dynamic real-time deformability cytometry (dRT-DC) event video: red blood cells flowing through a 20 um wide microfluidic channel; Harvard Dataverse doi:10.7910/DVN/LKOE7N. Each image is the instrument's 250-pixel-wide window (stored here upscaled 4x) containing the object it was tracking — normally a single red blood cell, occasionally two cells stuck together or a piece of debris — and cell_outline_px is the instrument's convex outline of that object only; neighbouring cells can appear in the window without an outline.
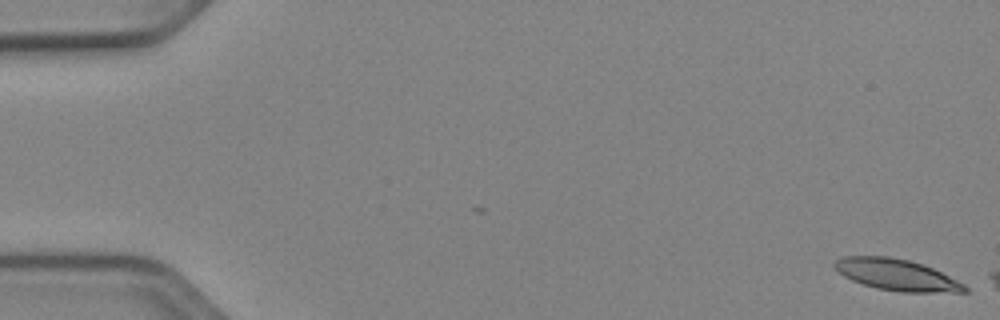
{"species": "Egyptian fruit bat (a non-hibernating species)", "species_latin": "Rousettus aegyptiacus", "temperature_condition": "cold", "stored_images_in_passage": 7, "camera_frame_rate_fps": 3000, "um_per_image_px": 0.085, "animal": {"sex": "female"}, "frame": {"image": 1, "passage_image": 1, "time_ms": 0.0, "image_size_px": [1000, 320], "cell_outline_px": [[968, 292], [900, 292], [876, 288], [852, 280], [844, 276], [832, 264], [836, 260], [844, 256], [888, 256], [908, 260], [924, 264], [964, 284], [968, 288]], "centroid_in_image_um": [76.21, 23.35], "position_along_channel_um": 8.8, "area_um2": 23.58}}